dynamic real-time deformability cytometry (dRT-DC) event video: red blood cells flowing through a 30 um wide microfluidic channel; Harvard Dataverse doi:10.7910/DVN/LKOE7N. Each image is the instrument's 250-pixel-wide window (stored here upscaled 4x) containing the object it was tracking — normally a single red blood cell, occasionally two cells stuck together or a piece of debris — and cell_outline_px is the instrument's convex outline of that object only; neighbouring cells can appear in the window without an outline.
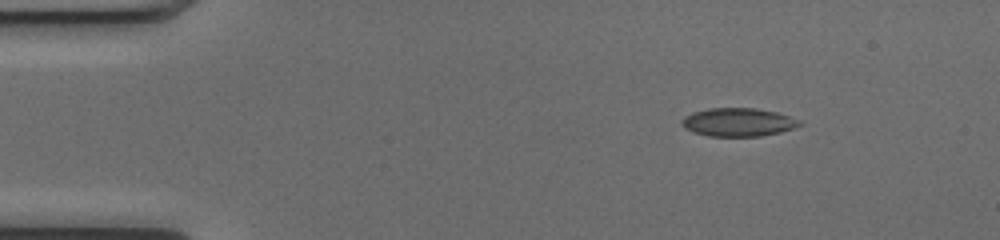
{"species": "common noctule bat (a hibernating species)", "species_latin": "Nyctalus noctula", "temperature_condition": "cold", "stored_images_in_passage": 45, "camera_frame_rate_fps": 3000, "um_per_image_px": 0.085, "animal": {"sex": "female", "body_mass_g": 17.0, "forearm_length_mm": 48.0}, "frame": {"image": 1, "passage_image": 1, "time_ms": 0.0, "image_size_px": [1000, 240], "cell_outline_px": [[804, 124], [780, 132], [760, 136], [708, 136], [692, 132], [684, 128], [680, 124], [680, 120], [684, 116], [692, 112], [708, 108], [756, 108], [776, 112], [800, 120]], "centroid_in_image_um": [62.69, 10.38], "position_along_channel_um": 22.3, "area_um2": 19.59}}
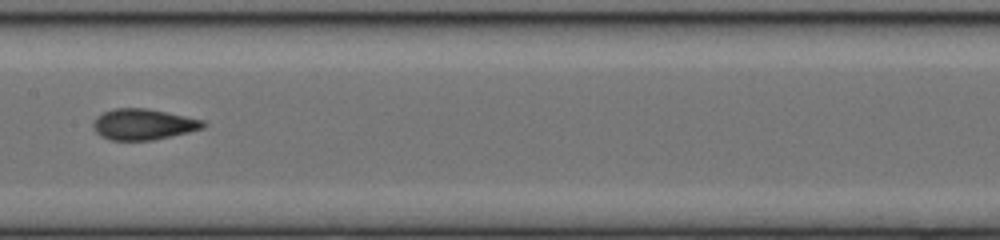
{"frame": {"image": 2, "passage_image": 20, "time_ms": 6.333, "image_size_px": [1000, 240], "cell_outline_px": [[204, 128], [188, 132], [152, 140], [112, 140], [100, 136], [96, 132], [92, 124], [104, 112], [116, 108], [144, 108], [204, 120]], "centroid_in_image_um": [12.17, 10.58], "position_along_channel_um": 195.2, "area_um2": 19.36}}
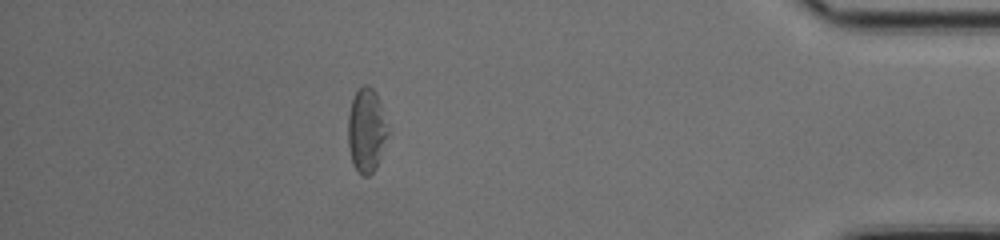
{"frame": {"image": 3, "passage_image": 39, "time_ms": 12.667, "image_size_px": [1000, 240], "cell_outline_px": [[388, 132], [376, 168], [368, 176], [364, 176], [352, 164], [348, 144], [348, 112], [352, 100], [356, 92], [364, 84], [368, 84], [376, 92], [380, 104]], "centroid_in_image_um": [31.11, 11.06], "position_along_channel_um": 404.1, "area_um2": 19.13}, "authors_computed_cell_mechanics": {"area_um2": 19.5942, "velocity_mm_per_s": 4.0455, "shape_relaxation_time_tau1_ms": 5.5355, "shape_relaxation_time_tau2_ms": 1.1718, "deformation_change_tau1": 0.1494, "deformation_change_tau2": 0.0534}}